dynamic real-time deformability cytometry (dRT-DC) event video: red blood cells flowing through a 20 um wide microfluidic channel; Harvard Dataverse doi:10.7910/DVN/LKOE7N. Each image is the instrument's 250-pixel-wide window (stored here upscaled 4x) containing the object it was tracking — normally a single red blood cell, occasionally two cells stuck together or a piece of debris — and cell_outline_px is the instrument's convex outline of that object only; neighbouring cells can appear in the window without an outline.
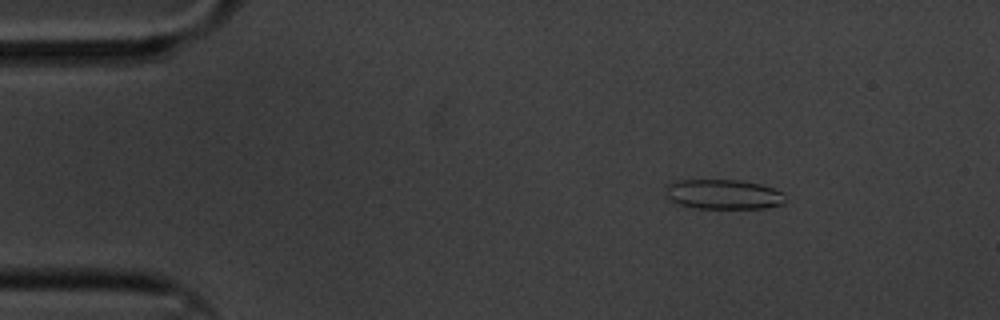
{"species": "common noctule bat (a hibernating species)", "species_latin": "Nyctalus noctula", "temperature_condition": "cold", "stored_images_in_passage": 60, "camera_frame_rate_fps": 3000, "um_per_image_px": 0.085, "animal": {"sex": "male", "body_mass_g": 20.1, "forearm_length_mm": 53.5}, "frame": {"image": 1, "passage_image": 8, "time_ms": 2.333, "image_size_px": [1000, 320], "cell_outline_px": [[784, 204], [764, 208], [696, 208], [680, 204], [672, 200], [668, 196], [668, 184], [676, 180], [740, 180], [760, 184], [784, 192]], "centroid_in_image_um": [61.55, 16.51], "position_along_channel_um": 23.5, "area_um2": 20.52}}
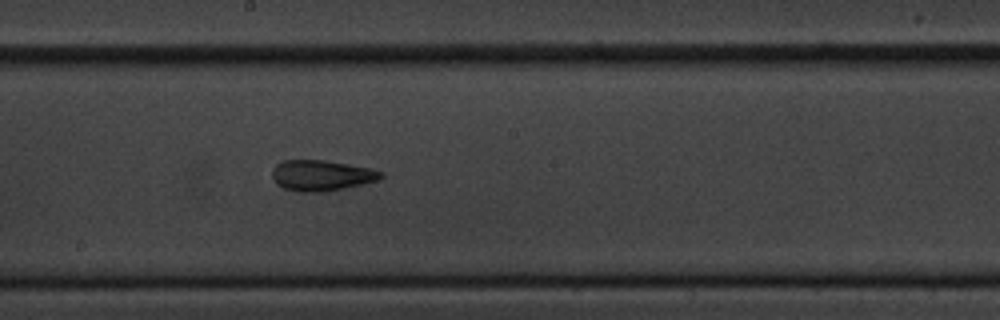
{"frame": {"image": 2, "passage_image": 32, "time_ms": 10.333, "image_size_px": [1000, 320], "cell_outline_px": [[384, 176], [376, 180], [360, 184], [320, 192], [296, 192], [284, 188], [276, 184], [272, 176], [272, 168], [276, 164], [284, 160], [324, 160], [348, 164], [368, 168], [384, 172]], "centroid_in_image_um": [27.26, 14.9], "position_along_channel_um": 220.9, "area_um2": 19.25}}
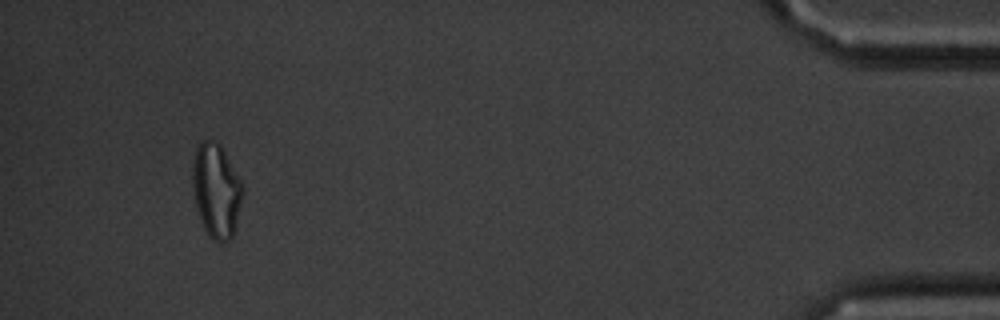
{"frame": {"image": 3, "passage_image": 56, "time_ms": 18.333, "image_size_px": [1000, 320], "cell_outline_px": [[244, 192], [232, 236], [228, 240], [220, 244], [216, 244], [208, 236], [204, 228], [196, 204], [192, 184], [192, 164], [196, 148], [204, 140], [216, 140], [220, 144], [244, 184]], "centroid_in_image_um": [18.39, 16.2], "position_along_channel_um": 416.8, "area_um2": 27.63}, "authors_computed_cell_mechanics": {"area_um2": 20.9814, "velocity_mm_per_s": 3.32, "shape_relaxation_time_tau1_ms": 6.9089, "shape_relaxation_time_tau2_ms": 2.4715, "deformation_change_tau1": 0.1748, "deformation_change_tau2": 0.12}}